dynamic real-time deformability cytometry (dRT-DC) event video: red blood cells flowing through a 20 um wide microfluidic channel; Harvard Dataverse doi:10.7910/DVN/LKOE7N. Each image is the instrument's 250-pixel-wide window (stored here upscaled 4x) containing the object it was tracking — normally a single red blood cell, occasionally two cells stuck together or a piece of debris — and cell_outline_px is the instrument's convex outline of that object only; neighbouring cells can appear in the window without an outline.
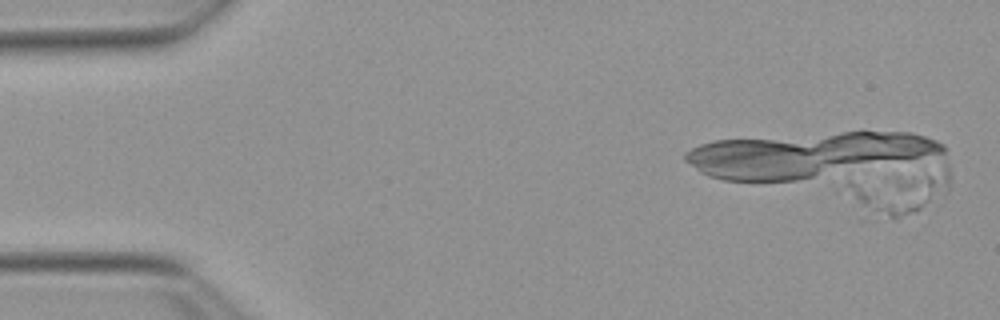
{"species": "Egyptian fruit bat (a non-hibernating species)", "species_latin": "Rousettus aegyptiacus", "temperature_condition": "warm", "stored_images_in_passage": 12, "camera_frame_rate_fps": 3000, "um_per_image_px": 0.085, "animal": {"sex": "female"}, "frame": {"image": 1, "passage_image": 3, "time_ms": 0.667, "image_size_px": [1000, 320], "cell_outline_px": [[952, 176], [948, 192], [920, 208], [896, 220], [868, 212], [836, 192], [832, 188], [848, 180], [944, 168], [948, 168]], "centroid_in_image_um": [76.21, 16.3], "position_along_channel_um": 8.8, "area_um2": 26.99}}